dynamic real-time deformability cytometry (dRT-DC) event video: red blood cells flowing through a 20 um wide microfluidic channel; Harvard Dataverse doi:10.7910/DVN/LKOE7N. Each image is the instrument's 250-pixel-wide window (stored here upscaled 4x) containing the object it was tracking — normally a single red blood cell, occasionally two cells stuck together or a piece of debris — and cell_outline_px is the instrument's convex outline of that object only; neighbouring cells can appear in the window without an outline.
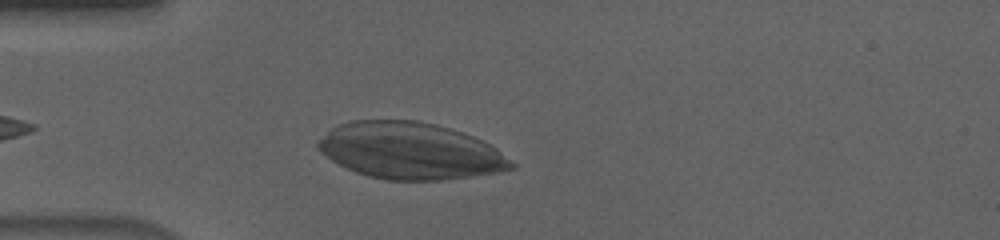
{"species": "human", "species_latin": "Homo sapiens", "temperature_condition": "cold", "stored_images_in_passage": 40, "camera_frame_rate_fps": 3000, "um_per_image_px": 0.085, "donor": {"sex": "male"}, "frame": {"image": 1, "passage_image": 4, "time_ms": 1.0, "image_size_px": [1000, 240], "cell_outline_px": [[516, 168], [496, 172], [472, 176], [440, 180], [384, 180], [368, 176], [356, 172], [332, 160], [320, 152], [316, 148], [316, 140], [332, 128], [340, 124], [352, 120], [420, 120], [436, 124], [472, 136], [496, 148], [516, 164]], "centroid_in_image_um": [34.84, 12.82], "position_along_channel_um": 50.2, "area_um2": 63.64}}
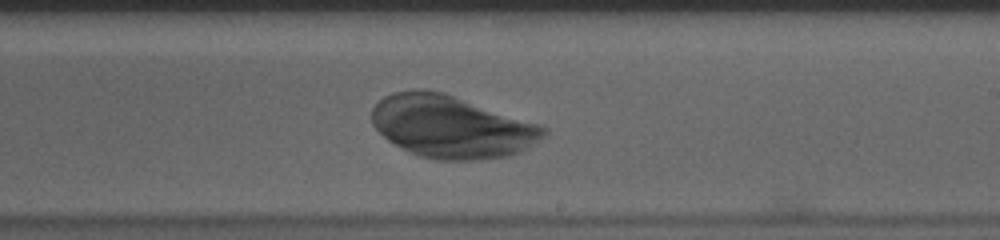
{"frame": {"image": 2, "passage_image": 22, "time_ms": 7.0, "image_size_px": [1000, 240], "cell_outline_px": [[548, 132], [544, 136], [528, 148], [520, 152], [508, 156], [480, 160], [436, 160], [416, 156], [408, 152], [388, 140], [372, 124], [372, 108], [384, 96], [392, 92], [416, 88], [424, 88], [444, 92], [540, 124], [548, 128]], "centroid_in_image_um": [38.37, 10.76], "position_along_channel_um": 250.6, "area_um2": 63.06}}
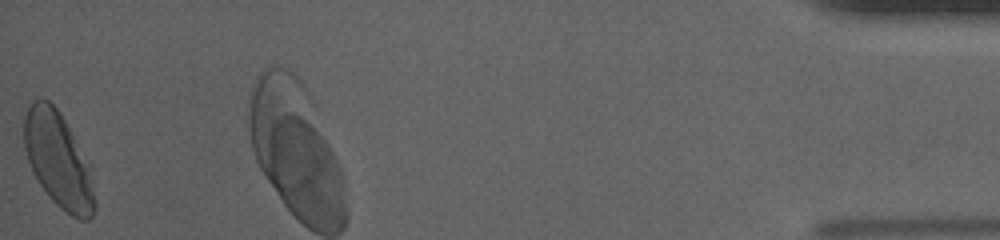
{"frame": {"image": 3, "passage_image": 40, "time_ms": 13.0, "image_size_px": [1000, 240], "cell_outline_px": [[96, 208], [92, 216], [88, 220], [80, 220], [72, 216], [60, 208], [48, 196], [32, 172], [24, 148], [24, 116], [28, 104], [32, 100], [40, 96], [48, 100], [60, 112], [88, 164], [96, 204]], "centroid_in_image_um": [4.91, 13.59], "position_along_channel_um": 430.3, "area_um2": 38.96}}